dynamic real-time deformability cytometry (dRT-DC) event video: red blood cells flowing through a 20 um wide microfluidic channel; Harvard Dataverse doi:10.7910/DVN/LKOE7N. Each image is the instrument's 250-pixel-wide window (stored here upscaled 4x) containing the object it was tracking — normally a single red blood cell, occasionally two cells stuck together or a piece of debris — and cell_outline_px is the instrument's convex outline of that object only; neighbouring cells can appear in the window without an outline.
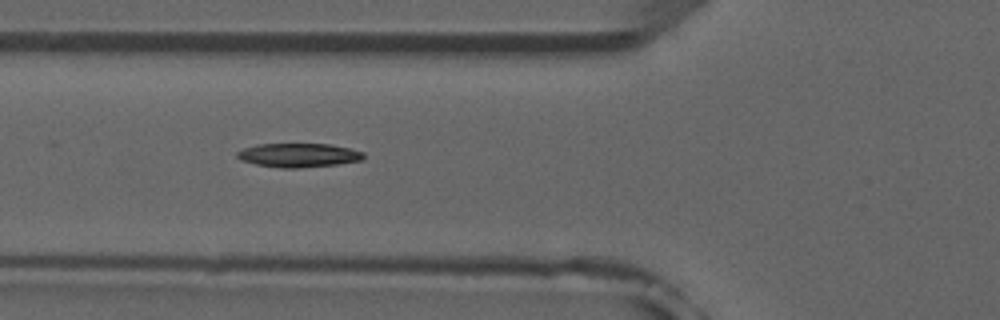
{"species": "common noctule bat (a hibernating species)", "species_latin": "Nyctalus noctula", "temperature_condition": "room temperature", "stored_images_in_passage": 4, "camera_frame_rate_fps": 3000, "um_per_image_px": 0.085, "animal": {"sex": "male", "forearm_length_mm": 52.5}, "frame": {"image": 1, "passage_image": 2, "time_ms": 1.0, "image_size_px": [1000, 320], "cell_outline_px": [[364, 160], [336, 164], [300, 168], [280, 168], [256, 164], [240, 160], [236, 156], [236, 152], [244, 148], [256, 144], [328, 144], [348, 148], [364, 152]], "centroid_in_image_um": [25.36, 13.19], "position_along_channel_um": 100.4, "area_um2": 17.63}}
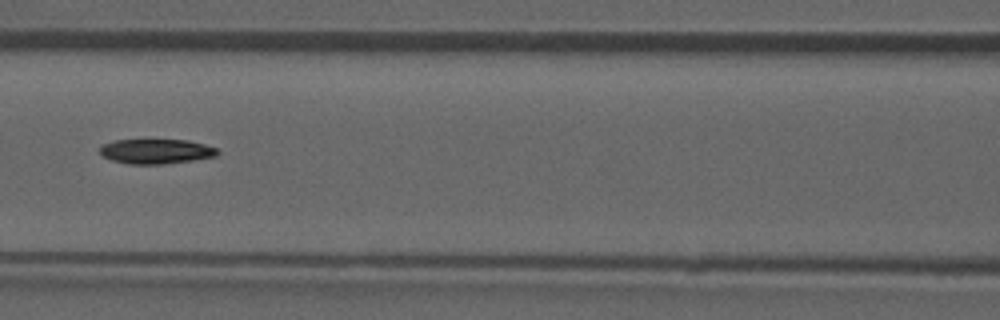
{"frame": {"image": 2, "passage_image": 3, "time_ms": 2.333, "image_size_px": [1000, 320], "cell_outline_px": [[220, 152], [216, 156], [192, 160], [164, 164], [128, 164], [112, 160], [104, 156], [100, 152], [100, 144], [112, 140], [188, 140], [204, 144], [216, 148]], "centroid_in_image_um": [13.25, 12.86], "position_along_channel_um": 153.4, "area_um2": 16.99}}